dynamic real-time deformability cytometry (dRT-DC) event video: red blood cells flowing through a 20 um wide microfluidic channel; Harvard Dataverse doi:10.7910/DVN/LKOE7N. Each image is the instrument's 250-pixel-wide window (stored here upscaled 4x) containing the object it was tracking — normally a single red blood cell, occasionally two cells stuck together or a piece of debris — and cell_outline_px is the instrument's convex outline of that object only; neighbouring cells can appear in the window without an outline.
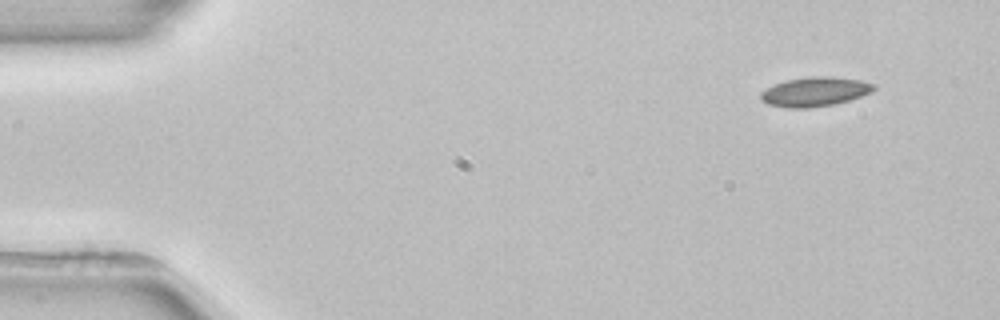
{"species": "common noctule bat (a hibernating species)", "species_latin": "Nyctalus noctula", "temperature_condition": "room temperature", "stored_images_in_passage": 3, "camera_frame_rate_fps": 3000, "um_per_image_px": 0.085, "animal": {"sex": "female", "body_mass_g": 22.7, "forearm_length_mm": 54.2}, "frame": {"image": 1, "passage_image": 1, "time_ms": 0.0, "image_size_px": [1000, 320], "cell_outline_px": [[876, 88], [872, 92], [836, 104], [804, 108], [788, 108], [768, 104], [760, 100], [760, 92], [776, 84], [788, 80], [808, 76], [832, 76], [860, 80], [876, 84]], "centroid_in_image_um": [69.28, 7.79], "position_along_channel_um": 15.7, "area_um2": 19.31}}